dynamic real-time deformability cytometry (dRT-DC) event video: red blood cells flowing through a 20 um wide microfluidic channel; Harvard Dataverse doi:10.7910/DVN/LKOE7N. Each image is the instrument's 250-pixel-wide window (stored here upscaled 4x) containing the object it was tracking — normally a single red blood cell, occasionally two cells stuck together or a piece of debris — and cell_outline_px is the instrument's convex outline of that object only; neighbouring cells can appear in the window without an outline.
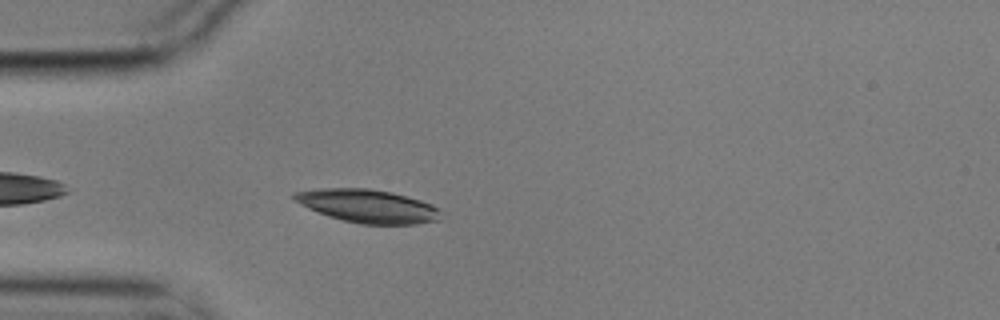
{"species": "common noctule bat (a hibernating species)", "species_latin": "Nyctalus noctula", "temperature_condition": "cold", "stored_images_in_passage": 4, "camera_frame_rate_fps": 3000, "um_per_image_px": 0.085, "animal": {"sex": "male", "body_mass_g": 17.9}, "frame": {"image": 1, "passage_image": 4, "time_ms": 1.0, "image_size_px": [1000, 320], "cell_outline_px": [[440, 220], [416, 224], [360, 224], [328, 216], [308, 208], [300, 204], [292, 196], [292, 192], [316, 188], [368, 188], [392, 192], [420, 200], [432, 204], [436, 208]], "centroid_in_image_um": [31.22, 17.5], "position_along_channel_um": 53.8, "area_um2": 28.26}}